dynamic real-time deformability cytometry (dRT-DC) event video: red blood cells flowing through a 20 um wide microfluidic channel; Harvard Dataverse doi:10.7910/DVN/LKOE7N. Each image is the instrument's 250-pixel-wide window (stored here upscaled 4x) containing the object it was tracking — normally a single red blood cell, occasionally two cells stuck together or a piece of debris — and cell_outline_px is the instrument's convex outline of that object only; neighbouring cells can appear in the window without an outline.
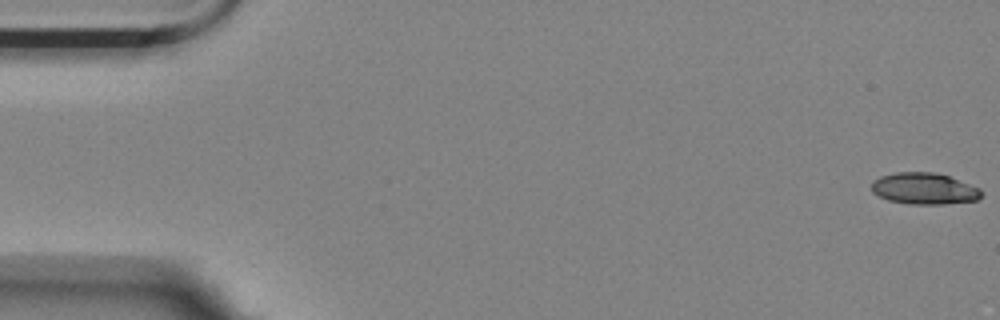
{"species": "Egyptian fruit bat (a non-hibernating species)", "species_latin": "Rousettus aegyptiacus", "temperature_condition": "room temperature", "stored_images_in_passage": 51, "camera_frame_rate_fps": 3000, "um_per_image_px": 0.085, "animal": {"sex": "female"}, "frame": {"image": 1, "passage_image": 1, "time_ms": 0.0, "image_size_px": [1000, 320], "cell_outline_px": [[980, 196], [976, 200], [944, 204], [908, 204], [888, 200], [872, 192], [872, 180], [880, 176], [896, 172], [936, 172], [948, 176], [980, 188]], "centroid_in_image_um": [78.52, 16.02], "position_along_channel_um": 6.5, "area_um2": 20.06}}
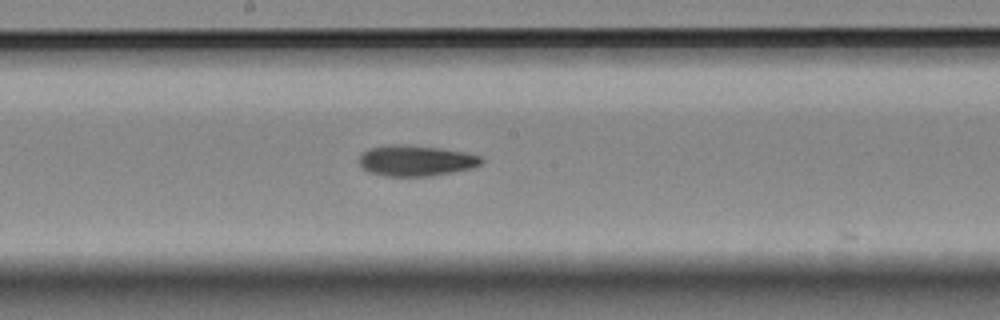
{"frame": {"image": 2, "passage_image": 30, "time_ms": 9.667, "image_size_px": [1000, 320], "cell_outline_px": [[484, 160], [480, 164], [472, 168], [432, 176], [384, 176], [368, 172], [360, 168], [360, 156], [368, 148], [388, 144], [400, 144], [440, 148], [464, 152], [480, 156]], "centroid_in_image_um": [35.32, 13.66], "position_along_channel_um": 212.9, "area_um2": 22.02}}
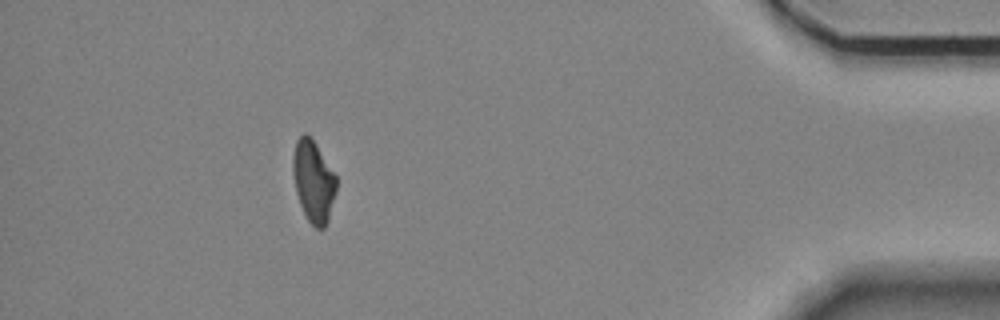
{"frame": {"image": 3, "passage_image": 51, "time_ms": 16.667, "image_size_px": [1000, 320], "cell_outline_px": [[336, 192], [328, 220], [324, 228], [316, 228], [308, 220], [300, 204], [296, 192], [292, 172], [292, 156], [296, 140], [304, 132], [316, 144], [336, 176]], "centroid_in_image_um": [26.62, 15.4], "position_along_channel_um": 408.6, "area_um2": 20.52}, "authors_computed_cell_mechanics": {"area_um2": 21.5016, "velocity_mm_per_s": 3.5552, "shape_relaxation_time_tau1_ms": 5.4669, "shape_relaxation_time_tau2_ms": 7.7299, "deformation_change_tau1": 0.1694, "deformation_change_tau2": 0.162}}